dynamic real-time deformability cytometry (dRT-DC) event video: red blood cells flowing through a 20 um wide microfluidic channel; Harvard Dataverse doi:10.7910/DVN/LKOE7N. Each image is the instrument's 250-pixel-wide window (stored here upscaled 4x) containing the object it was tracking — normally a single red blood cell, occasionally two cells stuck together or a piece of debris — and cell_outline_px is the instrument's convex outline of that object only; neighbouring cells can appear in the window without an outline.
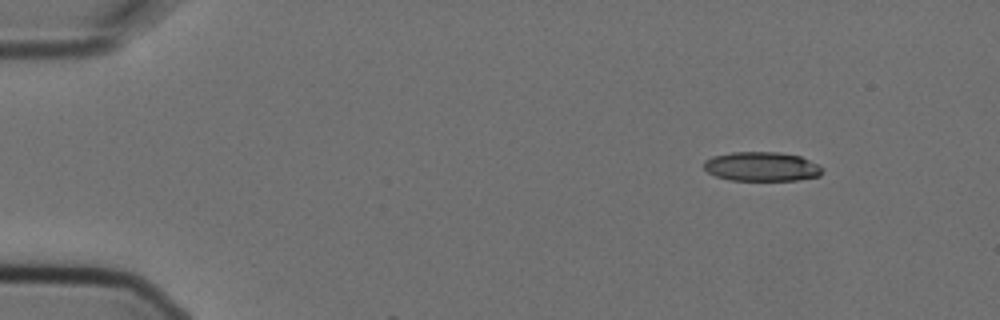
{"species": "Egyptian fruit bat (a non-hibernating species)", "species_latin": "Rousettus aegyptiacus", "temperature_condition": "cold", "stored_images_in_passage": 4, "camera_frame_rate_fps": 3000, "um_per_image_px": 0.085, "animal": {"sex": "female"}, "frame": {"image": 1, "passage_image": 1, "time_ms": 0.0, "image_size_px": [1000, 320], "cell_outline_px": [[820, 176], [796, 180], [728, 180], [716, 176], [708, 172], [704, 168], [704, 160], [712, 156], [732, 152], [780, 152], [800, 156], [820, 164]], "centroid_in_image_um": [64.72, 14.15], "position_along_channel_um": 20.3, "area_um2": 20.23}}
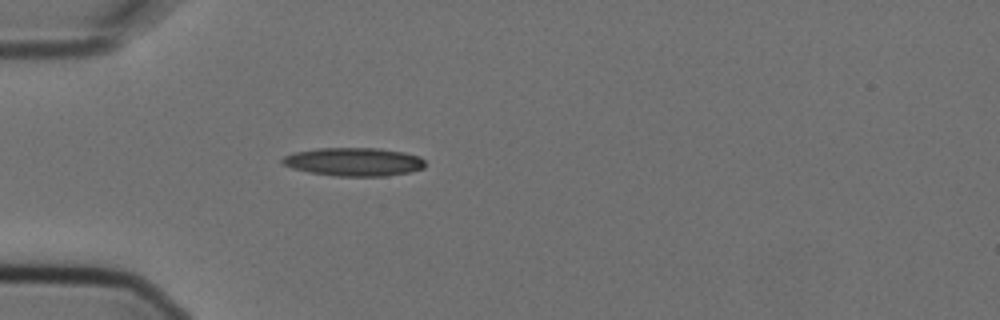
{"frame": {"image": 2, "passage_image": 4, "time_ms": 1.0, "image_size_px": [1000, 320], "cell_outline_px": [[424, 168], [408, 172], [384, 176], [336, 176], [308, 172], [292, 168], [280, 164], [280, 160], [284, 156], [292, 152], [316, 148], [380, 148], [404, 152], [420, 156], [424, 160]], "centroid_in_image_um": [30.03, 13.74], "position_along_channel_um": 55.0, "area_um2": 23.81}}